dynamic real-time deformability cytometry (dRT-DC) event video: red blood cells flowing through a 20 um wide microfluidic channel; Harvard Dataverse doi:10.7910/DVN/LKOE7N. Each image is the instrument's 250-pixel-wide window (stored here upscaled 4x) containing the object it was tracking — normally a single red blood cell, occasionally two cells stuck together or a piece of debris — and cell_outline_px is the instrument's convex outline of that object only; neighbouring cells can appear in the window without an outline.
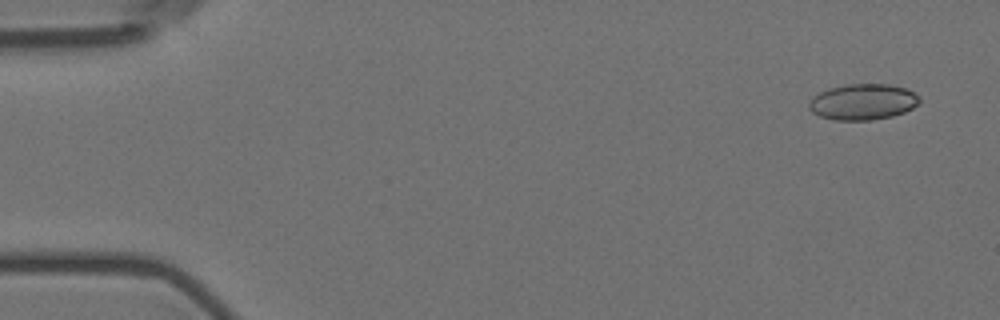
{"species": "Egyptian fruit bat (a non-hibernating species)", "species_latin": "Rousettus aegyptiacus", "temperature_condition": "room temperature", "stored_images_in_passage": 2, "camera_frame_rate_fps": 3000, "um_per_image_px": 0.085, "animal": {"sex": "female"}, "frame": {"image": 1, "passage_image": 1, "time_ms": 0.0, "image_size_px": [1000, 320], "cell_outline_px": [[920, 104], [904, 112], [892, 116], [872, 120], [836, 120], [820, 116], [812, 112], [808, 108], [808, 104], [820, 92], [828, 88], [848, 84], [888, 84], [904, 88], [912, 92], [920, 100]], "centroid_in_image_um": [73.34, 8.66], "position_along_channel_um": 11.7, "area_um2": 22.95}}